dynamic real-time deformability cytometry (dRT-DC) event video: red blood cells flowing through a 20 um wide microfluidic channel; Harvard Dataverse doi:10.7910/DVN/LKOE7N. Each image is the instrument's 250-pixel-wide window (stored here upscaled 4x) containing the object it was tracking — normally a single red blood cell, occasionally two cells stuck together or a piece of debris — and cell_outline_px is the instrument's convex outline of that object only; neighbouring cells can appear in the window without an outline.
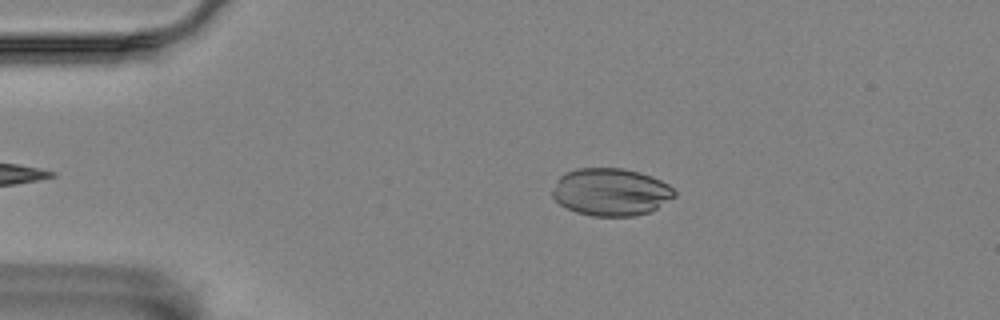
{"species": "Egyptian fruit bat (a non-hibernating species)", "species_latin": "Rousettus aegyptiacus", "temperature_condition": "room temperature", "stored_images_in_passage": 27, "camera_frame_rate_fps": 3000, "um_per_image_px": 0.085, "animal": {"sex": "female"}, "frame": {"image": 1, "passage_image": 3, "time_ms": 0.667, "image_size_px": [1000, 320], "cell_outline_px": [[676, 196], [656, 208], [648, 212], [632, 216], [592, 216], [576, 212], [560, 204], [552, 196], [552, 192], [556, 180], [564, 172], [580, 168], [624, 168], [640, 172], [652, 176], [668, 184], [676, 192]], "centroid_in_image_um": [51.91, 16.31], "position_along_channel_um": 33.1, "area_um2": 33.81}}
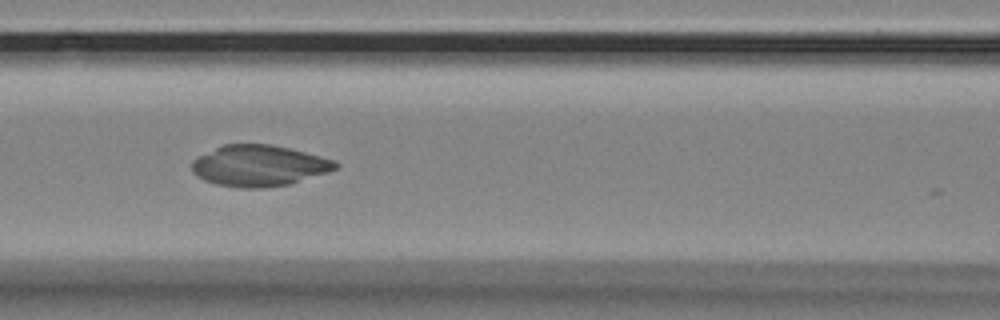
{"frame": {"image": 2, "passage_image": 16, "time_ms": 5.0, "image_size_px": [1000, 320], "cell_outline_px": [[340, 168], [292, 184], [264, 188], [240, 188], [216, 184], [204, 180], [196, 176], [192, 172], [192, 160], [196, 156], [224, 144], [268, 144], [288, 148], [336, 160], [340, 164]], "centroid_in_image_um": [22.02, 14.09], "position_along_channel_um": 144.6, "area_um2": 34.74}}
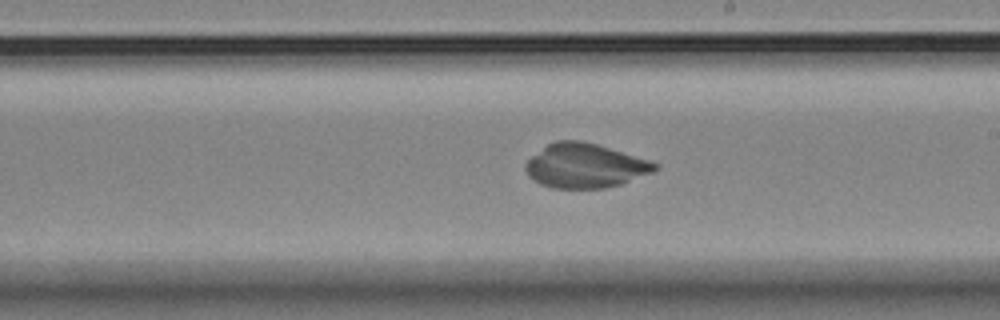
{"frame": {"image": 3, "passage_image": 24, "time_ms": 7.667, "image_size_px": [1000, 320], "cell_outline_px": [[660, 168], [652, 172], [620, 184], [604, 188], [552, 188], [540, 184], [528, 176], [524, 168], [524, 164], [532, 156], [548, 144], [556, 140], [580, 140], [596, 144], [652, 160], [660, 164]], "centroid_in_image_um": [49.74, 14.08], "position_along_channel_um": 239.3, "area_um2": 33.47}}